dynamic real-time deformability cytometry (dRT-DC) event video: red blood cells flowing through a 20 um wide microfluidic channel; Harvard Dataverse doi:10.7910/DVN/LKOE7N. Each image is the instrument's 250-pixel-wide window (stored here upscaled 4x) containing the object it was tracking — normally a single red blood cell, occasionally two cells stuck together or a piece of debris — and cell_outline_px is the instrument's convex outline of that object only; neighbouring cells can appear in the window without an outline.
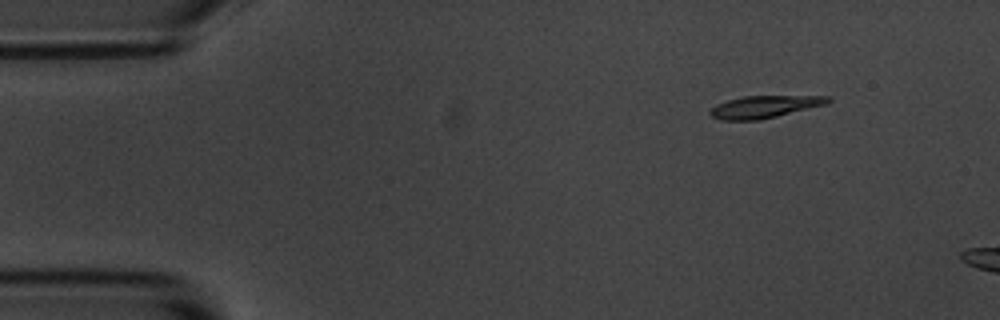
{"species": "common noctule bat (a hibernating species)", "species_latin": "Nyctalus noctula", "temperature_condition": "room temperature", "stored_images_in_passage": 4, "camera_frame_rate_fps": 3000, "um_per_image_px": 0.085, "animal": {"sex": "male", "body_mass_g": 20.1, "forearm_length_mm": 53.5}, "frame": {"image": 1, "passage_image": 1, "time_ms": 0.0, "image_size_px": [1000, 320], "cell_outline_px": [[832, 100], [828, 104], [760, 120], [720, 120], [712, 116], [708, 112], [716, 104], [728, 100], [744, 96], [828, 96]], "centroid_in_image_um": [64.99, 9.08], "position_along_channel_um": 20.0, "area_um2": 15.26}}